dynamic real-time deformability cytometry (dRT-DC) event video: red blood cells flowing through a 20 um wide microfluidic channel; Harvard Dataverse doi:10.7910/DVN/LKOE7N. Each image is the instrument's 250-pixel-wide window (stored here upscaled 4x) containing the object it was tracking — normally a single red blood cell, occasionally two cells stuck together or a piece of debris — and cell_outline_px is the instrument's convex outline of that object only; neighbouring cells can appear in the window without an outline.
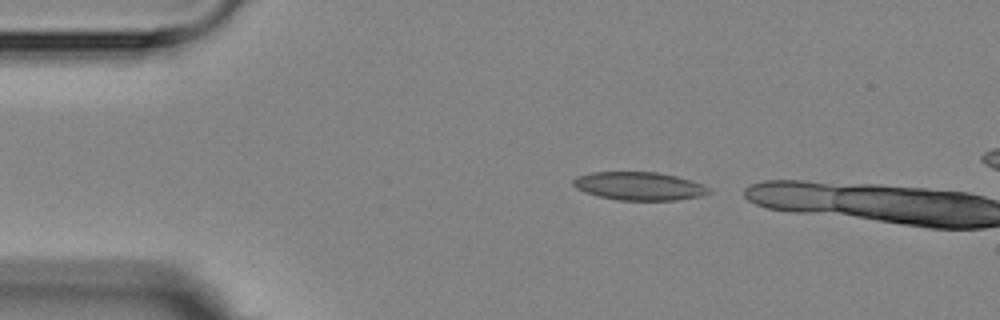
{"species": "Egyptian fruit bat (a non-hibernating species)", "species_latin": "Rousettus aegyptiacus", "temperature_condition": "room temperature", "stored_images_in_passage": 2, "camera_frame_rate_fps": 3000, "um_per_image_px": 0.085, "animal": {"sex": "female"}, "frame": {"image": 1, "passage_image": 1, "time_ms": 0.0, "image_size_px": [1000, 320], "cell_outline_px": [[712, 192], [700, 196], [676, 200], [620, 200], [600, 196], [584, 192], [576, 188], [572, 184], [572, 180], [576, 176], [592, 172], [656, 172], [676, 176], [692, 180], [708, 188]], "centroid_in_image_um": [54.3, 15.81], "position_along_channel_um": 30.7, "area_um2": 22.2}}